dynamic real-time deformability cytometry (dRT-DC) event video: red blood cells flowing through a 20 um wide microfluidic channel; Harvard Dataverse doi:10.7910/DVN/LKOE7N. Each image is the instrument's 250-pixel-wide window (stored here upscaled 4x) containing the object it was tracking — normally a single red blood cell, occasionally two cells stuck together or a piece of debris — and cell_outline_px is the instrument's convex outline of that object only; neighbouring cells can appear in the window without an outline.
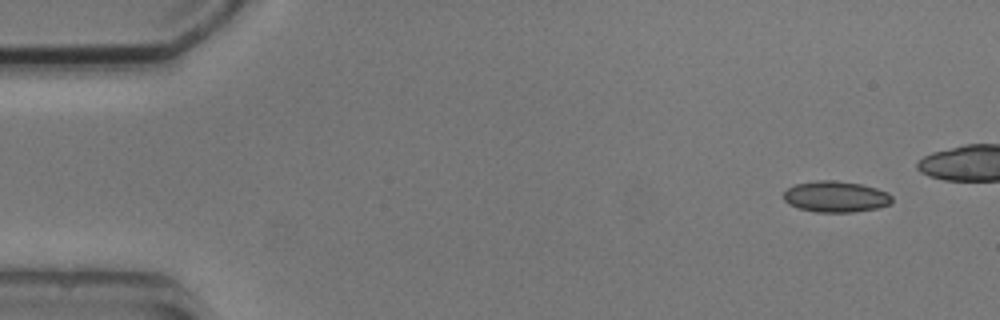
{"species": "common noctule bat (a hibernating species)", "species_latin": "Nyctalus noctula", "temperature_condition": "cold", "stored_images_in_passage": 5, "camera_frame_rate_fps": 3000, "um_per_image_px": 0.085, "animal": {"sex": "male", "body_mass_g": 20.5, "forearm_length_mm": 52.5}, "frame": {"image": 1, "passage_image": 1, "time_ms": 0.0, "image_size_px": [1000, 320], "cell_outline_px": [[892, 204], [876, 208], [852, 212], [816, 212], [800, 208], [788, 204], [784, 200], [784, 192], [788, 188], [796, 184], [816, 180], [836, 180], [860, 184], [876, 188], [888, 192], [892, 196]], "centroid_in_image_um": [71.05, 16.71], "position_along_channel_um": 13.9, "area_um2": 19.65}}